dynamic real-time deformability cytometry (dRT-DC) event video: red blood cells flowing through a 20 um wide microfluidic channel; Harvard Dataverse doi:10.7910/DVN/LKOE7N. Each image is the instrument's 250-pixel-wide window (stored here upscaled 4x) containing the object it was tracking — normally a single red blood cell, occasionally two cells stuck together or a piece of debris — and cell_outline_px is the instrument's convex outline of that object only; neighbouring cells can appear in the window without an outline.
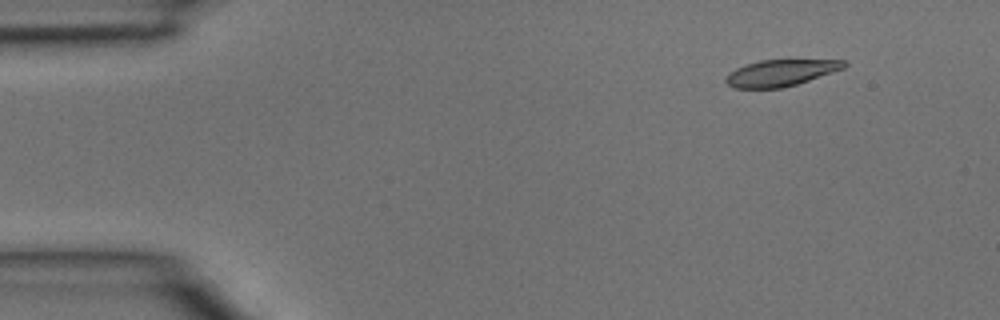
{"species": "common noctule bat (a hibernating species)", "species_latin": "Nyctalus noctula", "temperature_condition": "room temperature", "stored_images_in_passage": 3, "camera_frame_rate_fps": 3000, "um_per_image_px": 0.085, "animal": {"sex": "male", "body_mass_g": 15.6}, "frame": {"image": 1, "passage_image": 1, "time_ms": 0.0, "image_size_px": [1000, 320], "cell_outline_px": [[848, 64], [844, 68], [796, 84], [780, 88], [736, 88], [728, 84], [724, 80], [736, 68], [760, 60], [844, 60]], "centroid_in_image_um": [66.37, 6.19], "position_along_channel_um": 18.6, "area_um2": 17.8}}
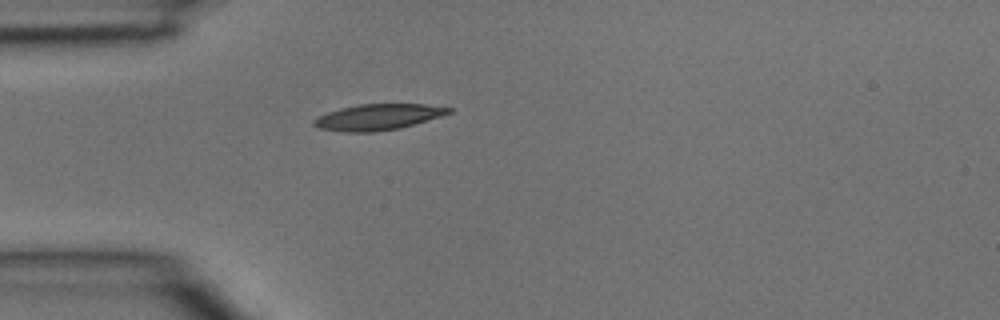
{"frame": {"image": 2, "passage_image": 3, "time_ms": 0.667, "image_size_px": [1000, 320], "cell_outline_px": [[452, 112], [440, 116], [400, 128], [372, 132], [348, 132], [320, 128], [312, 124], [312, 120], [316, 116], [340, 108], [360, 104], [424, 104], [452, 108]], "centroid_in_image_um": [32.09, 9.94], "position_along_channel_um": 52.9, "area_um2": 20.23}}